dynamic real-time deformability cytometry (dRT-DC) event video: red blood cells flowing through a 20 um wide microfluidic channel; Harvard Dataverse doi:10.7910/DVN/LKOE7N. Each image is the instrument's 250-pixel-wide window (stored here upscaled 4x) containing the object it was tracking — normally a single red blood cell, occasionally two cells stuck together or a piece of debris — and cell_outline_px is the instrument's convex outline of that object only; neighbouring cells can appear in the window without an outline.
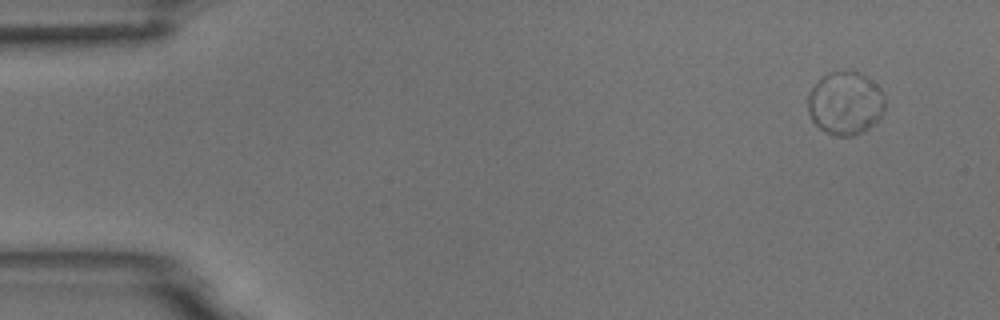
{"species": "common noctule bat (a hibernating species)", "species_latin": "Nyctalus noctula", "temperature_condition": "room temperature", "stored_images_in_passage": 9, "camera_frame_rate_fps": 3000, "um_per_image_px": 0.085, "animal": {"sex": "male", "body_mass_g": 18.8}, "frame": {"image": 1, "passage_image": 1, "time_ms": 0.0, "image_size_px": [1000, 320], "cell_outline_px": [[884, 112], [868, 128], [852, 136], [836, 136], [820, 128], [812, 120], [808, 112], [808, 96], [812, 88], [828, 72], [856, 72], [864, 76], [876, 84], [880, 88], [884, 100]], "centroid_in_image_um": [71.84, 8.79], "position_along_channel_um": 13.2, "area_um2": 27.74}}
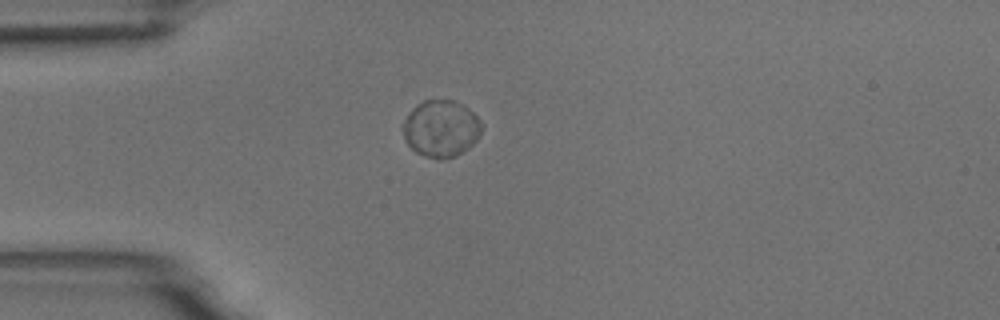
{"frame": {"image": 2, "passage_image": 4, "time_ms": 3.667, "image_size_px": [1000, 320], "cell_outline_px": [[480, 132], [476, 140], [468, 148], [456, 156], [444, 160], [440, 160], [424, 156], [416, 152], [404, 140], [404, 120], [408, 112], [416, 104], [424, 100], [452, 100], [468, 108], [480, 120]], "centroid_in_image_um": [37.46, 10.94], "position_along_channel_um": 47.5, "area_um2": 25.95}}
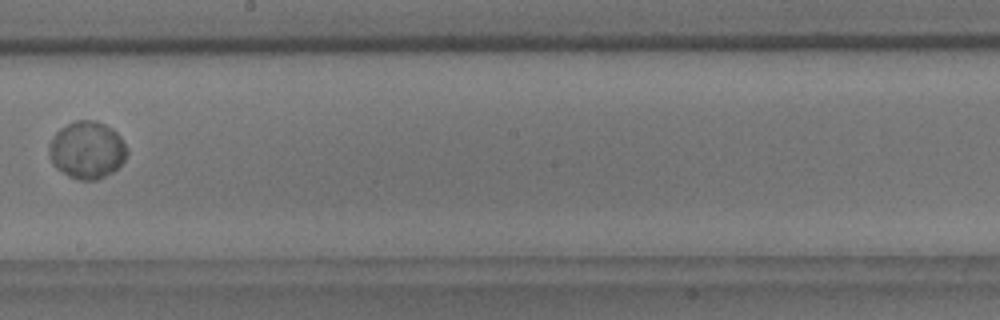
{"frame": {"image": 3, "passage_image": 9, "time_ms": 9.333, "image_size_px": [1000, 320], "cell_outline_px": [[128, 152], [124, 160], [112, 172], [96, 180], [80, 180], [68, 176], [56, 168], [52, 164], [48, 152], [48, 144], [56, 132], [60, 128], [76, 120], [96, 120], [112, 128], [116, 132], [128, 148]], "centroid_in_image_um": [7.37, 12.75], "position_along_channel_um": 240.8, "area_um2": 26.13}}